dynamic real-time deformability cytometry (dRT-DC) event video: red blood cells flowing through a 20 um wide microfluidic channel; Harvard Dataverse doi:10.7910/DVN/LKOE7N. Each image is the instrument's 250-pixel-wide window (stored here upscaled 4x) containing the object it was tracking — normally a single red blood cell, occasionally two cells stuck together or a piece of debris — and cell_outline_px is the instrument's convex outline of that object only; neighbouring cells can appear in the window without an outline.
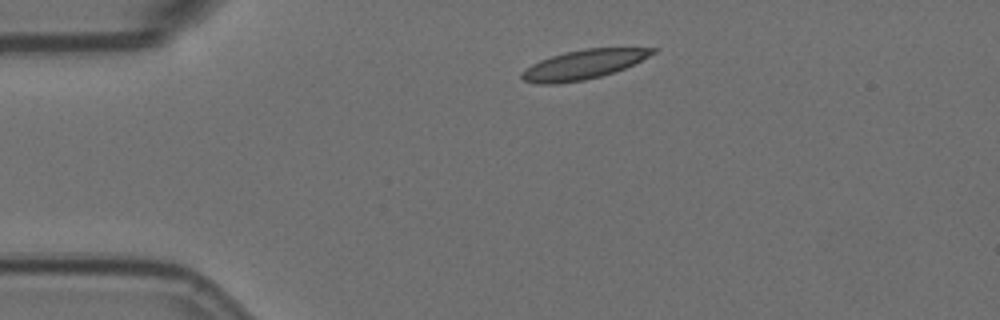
{"species": "Egyptian fruit bat (a non-hibernating species)", "species_latin": "Rousettus aegyptiacus", "temperature_condition": "room temperature", "stored_images_in_passage": 2, "camera_frame_rate_fps": 3000, "um_per_image_px": 0.085, "animal": {"sex": "female"}, "frame": {"image": 1, "passage_image": 1, "time_ms": 0.0, "image_size_px": [1000, 320], "cell_outline_px": [[656, 52], [624, 68], [600, 76], [584, 80], [556, 84], [536, 84], [524, 80], [520, 76], [520, 72], [532, 64], [540, 60], [564, 52], [584, 48], [656, 48]], "centroid_in_image_um": [49.52, 5.49], "position_along_channel_um": 35.5, "area_um2": 22.08}}